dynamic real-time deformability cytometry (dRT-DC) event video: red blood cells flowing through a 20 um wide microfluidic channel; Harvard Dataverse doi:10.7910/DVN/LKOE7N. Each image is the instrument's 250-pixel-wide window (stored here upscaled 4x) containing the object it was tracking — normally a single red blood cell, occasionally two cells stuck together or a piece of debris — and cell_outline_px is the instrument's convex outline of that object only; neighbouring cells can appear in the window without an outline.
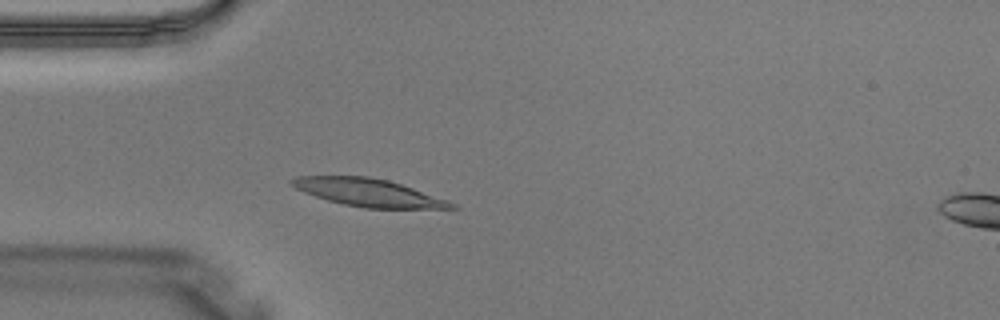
{"species": "Egyptian fruit bat (a non-hibernating species)", "species_latin": "Rousettus aegyptiacus", "temperature_condition": "warm", "stored_images_in_passage": 4, "camera_frame_rate_fps": 3000, "um_per_image_px": 0.085, "animal": {"sex": "male"}, "frame": {"image": 1, "passage_image": 3, "time_ms": 0.667, "image_size_px": [1000, 320], "cell_outline_px": [[460, 208], [364, 208], [344, 204], [328, 200], [304, 192], [288, 184], [288, 180], [296, 176], [368, 176], [388, 180], [448, 200], [456, 204]], "centroid_in_image_um": [31.28, 16.36], "position_along_channel_um": 53.7, "area_um2": 25.55}}